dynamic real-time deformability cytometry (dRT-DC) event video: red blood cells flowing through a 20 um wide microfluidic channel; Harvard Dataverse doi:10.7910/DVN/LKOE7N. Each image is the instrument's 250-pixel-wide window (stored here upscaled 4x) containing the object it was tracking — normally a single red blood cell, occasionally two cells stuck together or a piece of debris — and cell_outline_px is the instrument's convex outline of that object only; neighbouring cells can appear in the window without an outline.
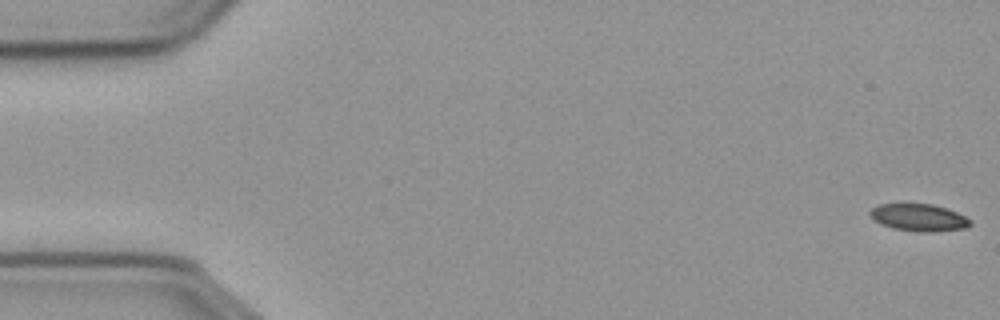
{"species": "common noctule bat (a hibernating species)", "species_latin": "Nyctalus noctula", "temperature_condition": "cold", "stored_images_in_passage": 53, "camera_frame_rate_fps": 3000, "um_per_image_px": 0.085, "animal": {"sex": "male", "body_mass_g": 23.1, "forearm_length_mm": 52.7}, "frame": {"image": 1, "passage_image": 1, "time_ms": 0.0, "image_size_px": [1000, 320], "cell_outline_px": [[972, 224], [968, 228], [936, 232], [916, 232], [892, 228], [880, 224], [872, 220], [868, 212], [872, 208], [880, 204], [932, 204], [956, 212], [972, 220]], "centroid_in_image_um": [78.09, 18.51], "position_along_channel_um": 6.9, "area_um2": 16.13}}
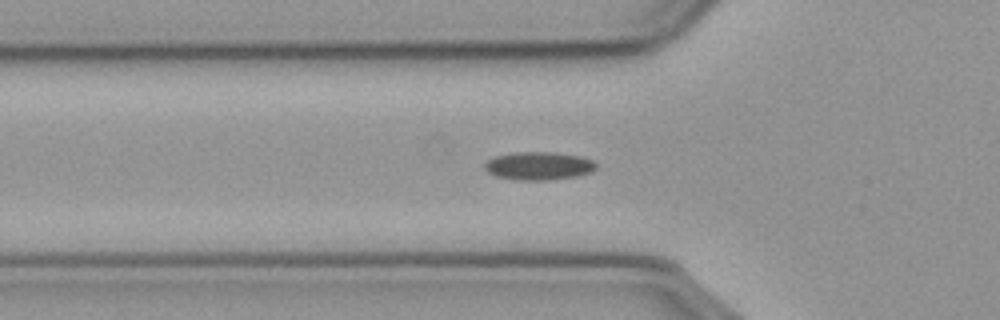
{"frame": {"image": 2, "passage_image": 19, "time_ms": 6.0, "image_size_px": [1000, 320], "cell_outline_px": [[596, 168], [592, 172], [576, 176], [548, 180], [516, 180], [496, 176], [488, 172], [484, 168], [484, 164], [488, 160], [496, 156], [516, 152], [556, 152], [580, 156], [592, 160], [596, 164]], "centroid_in_image_um": [45.8, 14.1], "position_along_channel_um": 80.0, "area_um2": 18.26}}
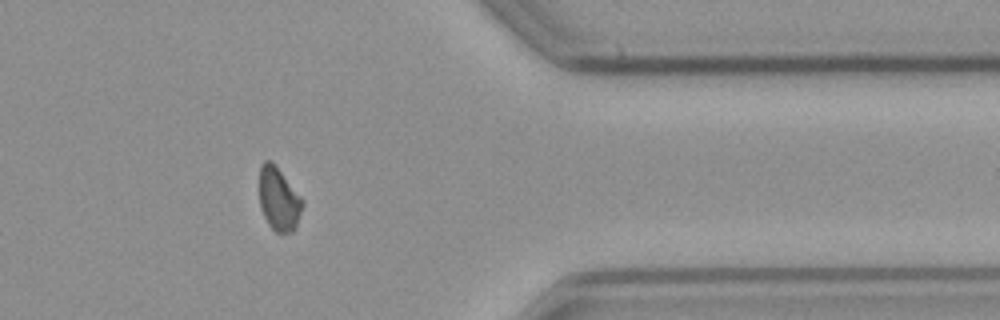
{"frame": {"image": 3, "passage_image": 46, "time_ms": 15.0, "image_size_px": [1000, 320], "cell_outline_px": [[304, 204], [296, 228], [292, 232], [276, 232], [268, 224], [260, 208], [260, 164], [264, 160], [272, 160], [304, 200]], "centroid_in_image_um": [23.71, 16.91], "position_along_channel_um": 387.7, "area_um2": 16.07}}